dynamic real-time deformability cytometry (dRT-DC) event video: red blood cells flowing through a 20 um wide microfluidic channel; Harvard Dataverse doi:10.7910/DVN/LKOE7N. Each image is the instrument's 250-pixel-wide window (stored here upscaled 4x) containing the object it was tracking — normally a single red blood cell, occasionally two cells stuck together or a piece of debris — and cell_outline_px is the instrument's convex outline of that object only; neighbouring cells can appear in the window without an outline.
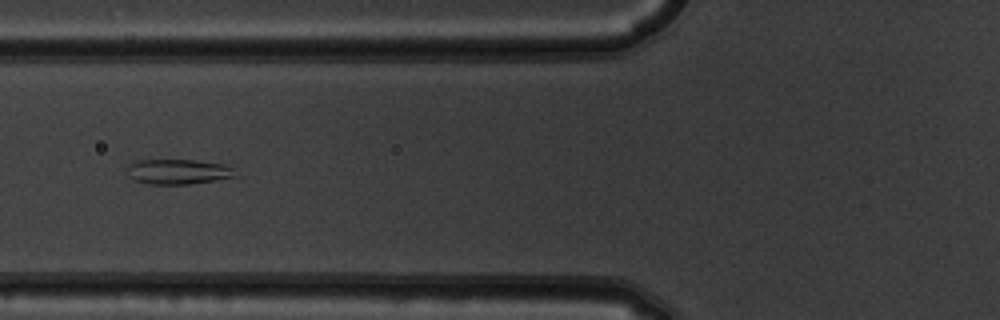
{"species": "common noctule bat (a hibernating species)", "species_latin": "Nyctalus noctula", "temperature_condition": "warm", "stored_images_in_passage": 9, "camera_frame_rate_fps": 3000, "um_per_image_px": 0.085, "animal": {"sex": "male", "body_mass_g": 19.5, "forearm_length_mm": 54.6}, "frame": {"image": 1, "passage_image": 6, "time_ms": 1.667, "image_size_px": [1000, 320], "cell_outline_px": [[236, 176], [192, 184], [148, 184], [132, 180], [128, 176], [124, 164], [136, 160], [196, 160], [224, 164], [232, 168]], "centroid_in_image_um": [15.02, 14.59], "position_along_channel_um": 110.8, "area_um2": 16.07}}
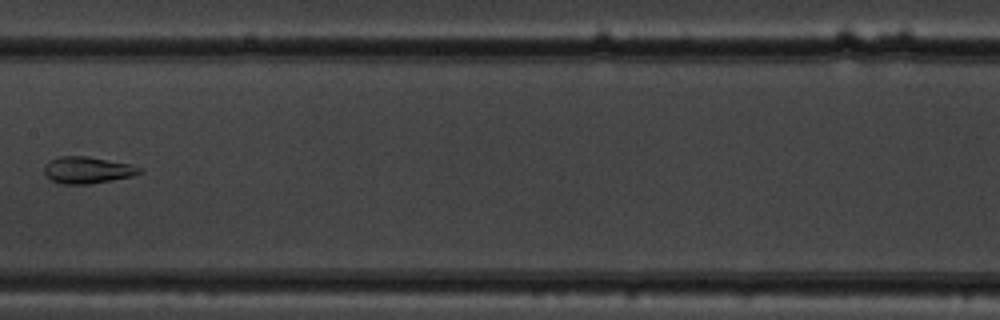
{"frame": {"image": 2, "passage_image": 8, "time_ms": 2.333, "image_size_px": [1000, 320], "cell_outline_px": [[144, 172], [132, 176], [112, 180], [88, 184], [60, 184], [52, 180], [44, 172], [44, 168], [52, 160], [60, 156], [88, 156], [132, 164], [144, 168]], "centroid_in_image_um": [7.51, 14.45], "position_along_channel_um": 199.9, "area_um2": 14.85}}